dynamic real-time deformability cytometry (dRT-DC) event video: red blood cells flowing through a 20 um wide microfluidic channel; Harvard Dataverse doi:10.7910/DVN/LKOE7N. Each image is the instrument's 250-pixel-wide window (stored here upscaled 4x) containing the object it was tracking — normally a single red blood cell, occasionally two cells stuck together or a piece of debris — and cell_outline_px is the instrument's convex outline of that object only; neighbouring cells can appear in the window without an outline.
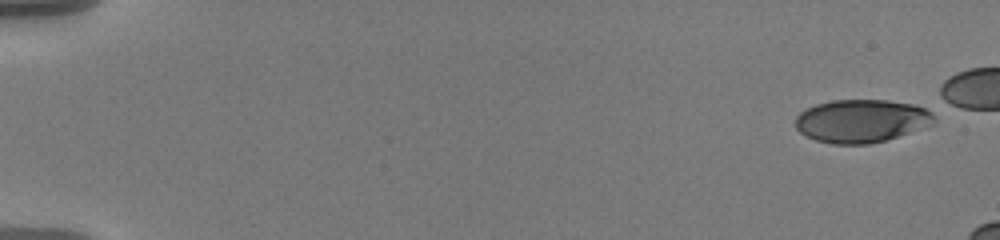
{"species": "human", "species_latin": "Homo sapiens", "temperature_condition": "warm", "stored_images_in_passage": 17, "camera_frame_rate_fps": 3000, "um_per_image_px": 0.085, "donor": {"sex": "male"}, "frame": {"image": 1, "passage_image": 1, "time_ms": 0.0, "image_size_px": [1000, 240], "cell_outline_px": [[936, 120], [932, 124], [884, 140], [868, 144], [832, 144], [816, 140], [800, 132], [796, 128], [796, 116], [800, 112], [816, 104], [832, 100], [888, 100], [912, 104], [932, 108]], "centroid_in_image_um": [73.25, 10.26], "position_along_channel_um": 11.8, "area_um2": 34.74}}